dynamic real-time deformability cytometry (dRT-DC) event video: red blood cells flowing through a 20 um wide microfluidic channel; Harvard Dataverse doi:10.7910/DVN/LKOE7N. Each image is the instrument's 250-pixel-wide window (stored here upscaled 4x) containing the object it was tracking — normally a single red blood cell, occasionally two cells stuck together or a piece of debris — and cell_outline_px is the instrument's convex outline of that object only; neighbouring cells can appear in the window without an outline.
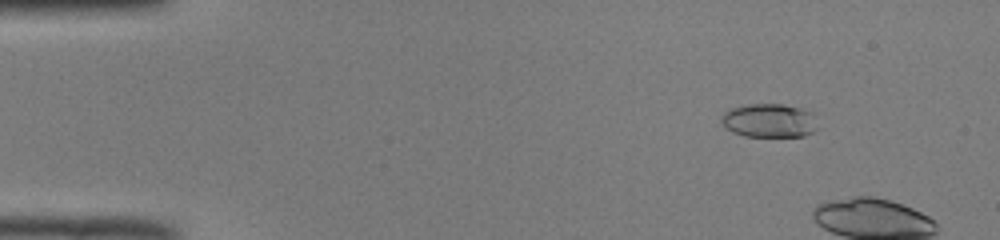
{"species": "common noctule bat (a hibernating species)", "species_latin": "Nyctalus noctula", "temperature_condition": "room temperature", "stored_images_in_passage": 11, "camera_frame_rate_fps": 3000, "um_per_image_px": 0.085, "animal": {"sex": "male", "body_mass_g": 19.0, "forearm_length_mm": 50.8}, "frame": {"image": 1, "passage_image": 7, "time_ms": 2.0, "image_size_px": [1000, 240], "cell_outline_px": [[820, 128], [804, 136], [744, 136], [732, 132], [720, 120], [724, 112], [732, 108], [748, 104], [784, 104], [800, 108], [812, 112]], "centroid_in_image_um": [65.43, 10.25], "position_along_channel_um": 19.6, "area_um2": 19.02}}